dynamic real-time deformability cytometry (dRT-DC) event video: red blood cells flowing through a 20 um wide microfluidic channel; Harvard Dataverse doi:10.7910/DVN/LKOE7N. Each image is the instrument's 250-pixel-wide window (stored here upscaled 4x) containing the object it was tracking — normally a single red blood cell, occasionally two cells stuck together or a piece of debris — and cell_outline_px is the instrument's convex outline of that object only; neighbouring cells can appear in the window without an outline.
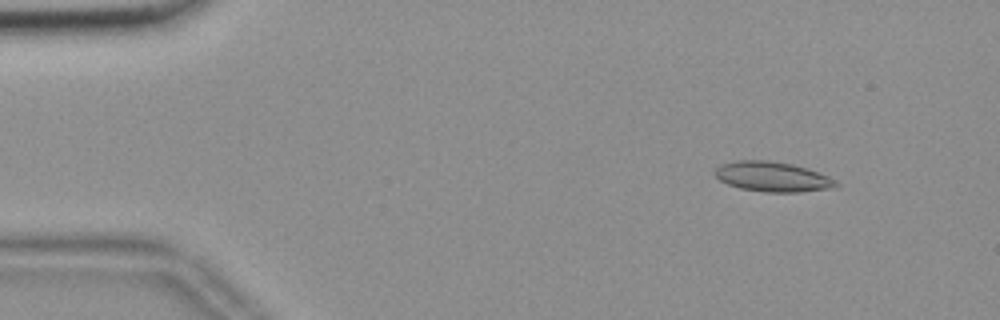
{"species": "common noctule bat (a hibernating species)", "species_latin": "Nyctalus noctula", "temperature_condition": "room temperature", "stored_images_in_passage": 56, "camera_frame_rate_fps": 3000, "um_per_image_px": 0.085, "animal": {"sex": "female", "body_mass_g": 18.4}, "frame": {"image": 1, "passage_image": 7, "time_ms": 2.0, "image_size_px": [1000, 320], "cell_outline_px": [[840, 184], [832, 188], [800, 192], [764, 192], [740, 188], [728, 184], [720, 180], [716, 176], [716, 168], [720, 164], [736, 160], [764, 160], [792, 164], [828, 176], [836, 180]], "centroid_in_image_um": [65.65, 15.03], "position_along_channel_um": 19.3, "area_um2": 20.92}}
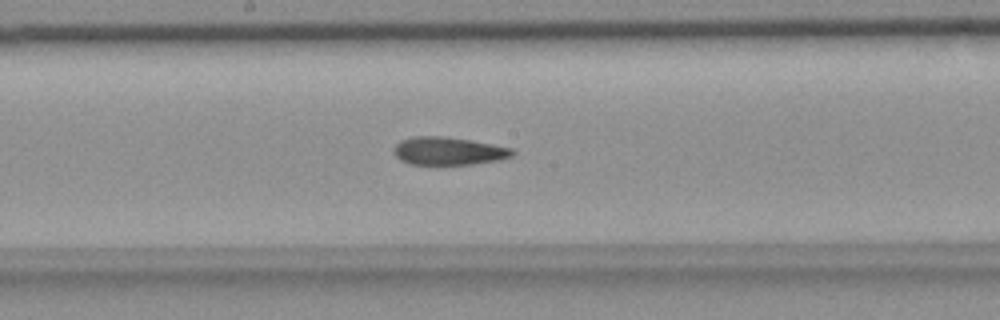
{"frame": {"image": 2, "passage_image": 30, "time_ms": 9.667, "image_size_px": [1000, 320], "cell_outline_px": [[516, 152], [512, 156], [500, 160], [472, 164], [436, 168], [408, 164], [400, 160], [392, 152], [392, 148], [400, 140], [412, 136], [444, 136], [472, 140], [512, 148]], "centroid_in_image_um": [38.06, 12.88], "position_along_channel_um": 210.1, "area_um2": 20.46}}
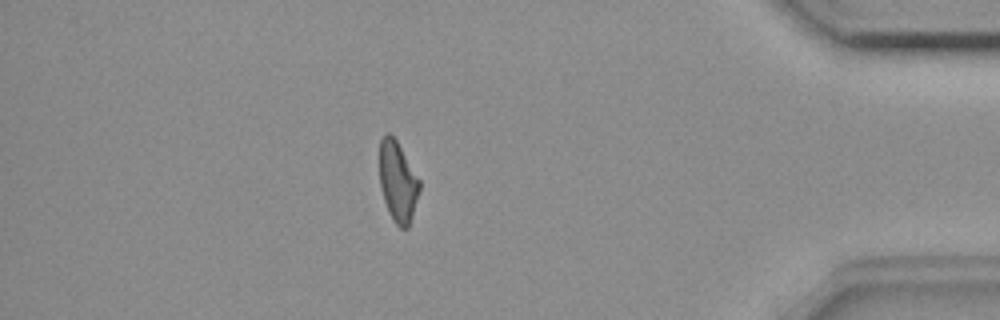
{"frame": {"image": 3, "passage_image": 49, "time_ms": 16.0, "image_size_px": [1000, 320], "cell_outline_px": [[420, 188], [408, 228], [400, 228], [392, 220], [388, 212], [380, 188], [380, 140], [388, 132], [396, 140], [420, 180]], "centroid_in_image_um": [33.8, 15.46], "position_along_channel_um": 401.4, "area_um2": 18.5}, "authors_computed_cell_mechanics": {"area_um2": 19.9699, "velocity_mm_per_s": 3.669, "shape_relaxation_time_tau1_ms": 10.5445, "shape_relaxation_time_tau2_ms": 4.3896, "deformation_change_tau1": 0.2099, "deformation_change_tau2": 0.129}}